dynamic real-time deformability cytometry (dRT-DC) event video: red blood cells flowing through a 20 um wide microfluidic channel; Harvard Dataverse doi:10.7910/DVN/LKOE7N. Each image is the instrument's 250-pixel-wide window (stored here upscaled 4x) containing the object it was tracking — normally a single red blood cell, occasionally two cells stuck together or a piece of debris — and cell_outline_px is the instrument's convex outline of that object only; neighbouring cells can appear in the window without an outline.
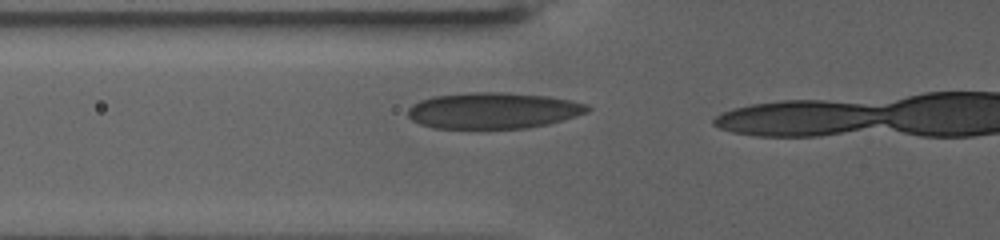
{"species": "human", "species_latin": "Homo sapiens", "temperature_condition": "warm", "stored_images_in_passage": 14, "camera_frame_rate_fps": 3000, "um_per_image_px": 0.085, "donor": {"sex": "female"}, "frame": {"image": 1, "passage_image": 8, "time_ms": 2.333, "image_size_px": [1000, 240], "cell_outline_px": [[592, 108], [588, 112], [576, 116], [548, 124], [528, 128], [432, 128], [420, 124], [412, 120], [408, 116], [408, 108], [412, 104], [420, 100], [432, 96], [472, 92], [504, 92], [548, 96], [572, 100], [588, 104]], "centroid_in_image_um": [41.93, 9.39], "position_along_channel_um": 83.9, "area_um2": 38.09}}
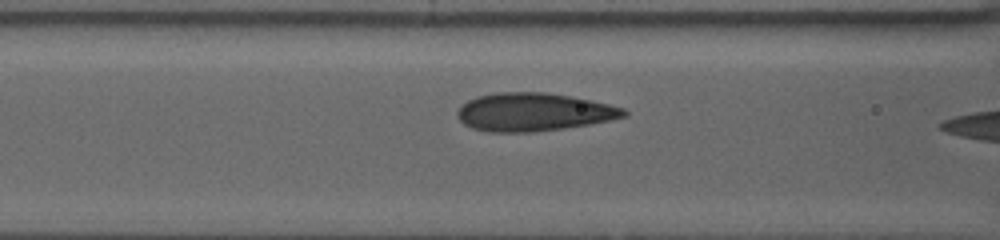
{"frame": {"image": 2, "passage_image": 12, "time_ms": 3.667, "image_size_px": [1000, 240], "cell_outline_px": [[628, 116], [588, 124], [532, 132], [488, 132], [472, 128], [464, 124], [456, 116], [456, 112], [468, 100], [476, 96], [496, 92], [544, 92], [592, 100], [624, 108], [628, 112]], "centroid_in_image_um": [45.33, 9.52], "position_along_channel_um": 121.3, "area_um2": 36.82}}